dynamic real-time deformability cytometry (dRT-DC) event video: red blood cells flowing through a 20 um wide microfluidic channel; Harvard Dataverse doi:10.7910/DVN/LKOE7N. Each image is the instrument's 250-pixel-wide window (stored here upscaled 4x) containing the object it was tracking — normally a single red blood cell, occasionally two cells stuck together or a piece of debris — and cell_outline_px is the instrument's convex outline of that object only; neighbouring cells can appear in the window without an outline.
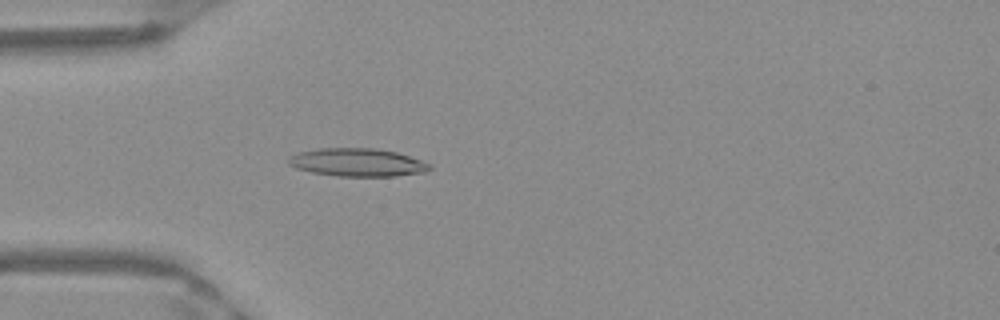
{"species": "Egyptian fruit bat (a non-hibernating species)", "species_latin": "Rousettus aegyptiacus", "temperature_condition": "warm", "stored_images_in_passage": 50, "camera_frame_rate_fps": 3000, "um_per_image_px": 0.085, "frame": {"image": 1, "passage_image": 14, "time_ms": 4.333, "image_size_px": [1000, 320], "cell_outline_px": [[432, 168], [424, 172], [396, 176], [336, 176], [312, 172], [296, 168], [288, 164], [288, 156], [296, 152], [320, 148], [376, 148], [396, 152], [432, 164]], "centroid_in_image_um": [30.35, 13.8], "position_along_channel_um": 54.7, "area_um2": 23.18}}
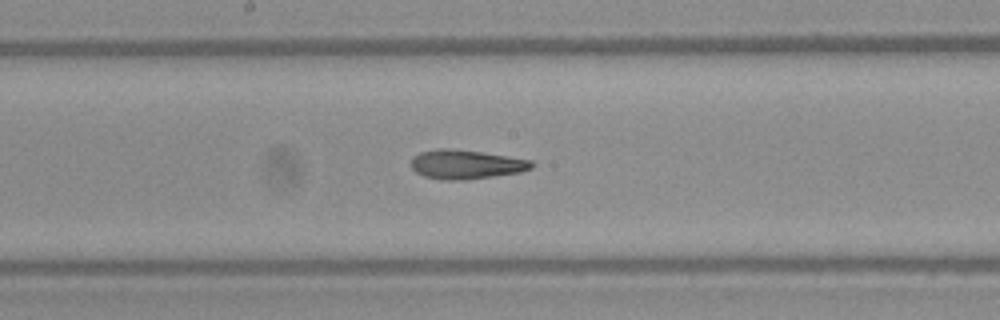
{"frame": {"image": 2, "passage_image": 26, "time_ms": 8.333, "image_size_px": [1000, 320], "cell_outline_px": [[536, 164], [532, 168], [520, 172], [464, 180], [440, 180], [424, 176], [416, 172], [412, 168], [412, 156], [420, 152], [436, 148], [448, 148], [480, 152], [508, 156], [532, 160]], "centroid_in_image_um": [39.61, 13.97], "position_along_channel_um": 208.6, "area_um2": 20.52}}
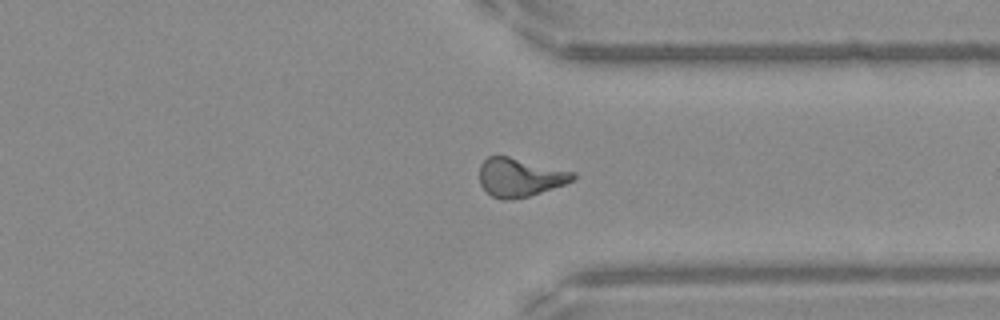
{"frame": {"image": 3, "passage_image": 38, "time_ms": 12.333, "image_size_px": [1000, 320], "cell_outline_px": [[576, 180], [528, 196], [508, 200], [500, 200], [492, 196], [480, 184], [480, 164], [488, 156], [508, 156], [576, 172]], "centroid_in_image_um": [44.2, 15.07], "position_along_channel_um": 367.2, "area_um2": 20.92}, "authors_computed_cell_mechanics": {"area_um2": 20.7213, "velocity_mm_per_s": 3.9863, "shape_relaxation_time_tau1_ms": null, "shape_relaxation_time_tau2_ms": 3.5337, "deformation_change_tau1": null, "deformation_change_tau2": 0.1401}}